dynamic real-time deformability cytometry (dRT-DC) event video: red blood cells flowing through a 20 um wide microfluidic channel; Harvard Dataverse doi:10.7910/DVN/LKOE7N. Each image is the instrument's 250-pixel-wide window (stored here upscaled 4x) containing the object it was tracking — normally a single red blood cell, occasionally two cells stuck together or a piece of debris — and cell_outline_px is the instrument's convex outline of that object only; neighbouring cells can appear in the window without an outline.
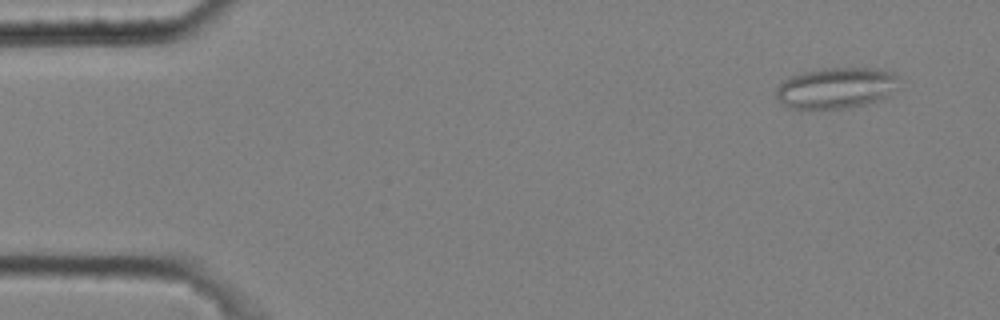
{"species": "common noctule bat (a hibernating species)", "species_latin": "Nyctalus noctula", "temperature_condition": "cold", "stored_images_in_passage": 50, "camera_frame_rate_fps": 3000, "um_per_image_px": 0.085, "animal": {"sex": "male", "body_mass_g": 20.4}, "frame": {"image": 1, "passage_image": 4, "time_ms": 1.0, "image_size_px": [1000, 320], "cell_outline_px": [[896, 76], [888, 96], [864, 104], [844, 108], [788, 108], [776, 96], [776, 88], [784, 80], [792, 76], [804, 72], [824, 68], [876, 68], [892, 72]], "centroid_in_image_um": [71.0, 7.47], "position_along_channel_um": 14.0, "area_um2": 28.5}}
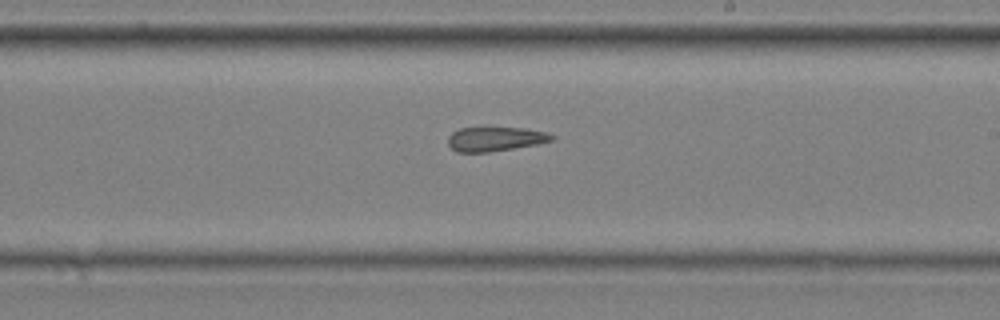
{"frame": {"image": 2, "passage_image": 32, "time_ms": 10.333, "image_size_px": [1000, 320], "cell_outline_px": [[556, 140], [540, 144], [488, 152], [456, 152], [448, 144], [448, 136], [452, 132], [460, 128], [524, 128], [544, 132], [556, 136]], "centroid_in_image_um": [42.13, 11.82], "position_along_channel_um": 246.9, "area_um2": 14.74}}
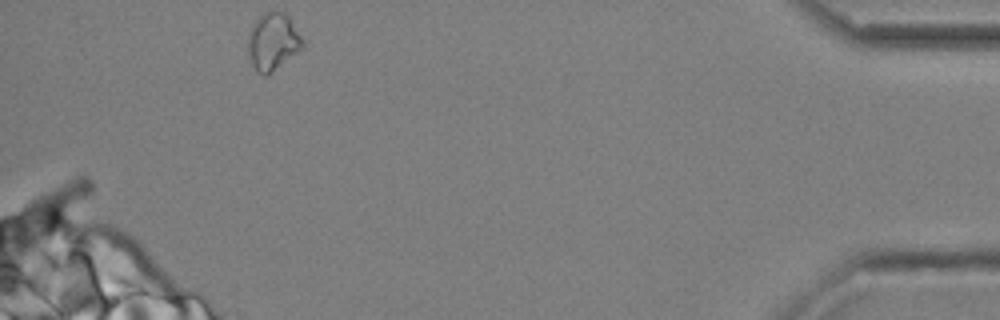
{"frame": {"image": 3, "passage_image": 50, "time_ms": 16.333, "image_size_px": [1000, 320], "cell_outline_px": [[304, 48], [272, 72], [264, 76], [256, 72], [248, 56], [248, 36], [252, 24], [264, 12], [284, 12], [288, 16], [304, 40]], "centroid_in_image_um": [23.2, 3.56], "position_along_channel_um": 412.0, "area_um2": 18.32}, "authors_computed_cell_mechanics": {"area_um2": 16.5019, "velocity_mm_per_s": 3.6276, "shape_relaxation_time_tau1_ms": null, "shape_relaxation_time_tau2_ms": 3.801, "deformation_change_tau1": null, "deformation_change_tau2": 0.1217}}